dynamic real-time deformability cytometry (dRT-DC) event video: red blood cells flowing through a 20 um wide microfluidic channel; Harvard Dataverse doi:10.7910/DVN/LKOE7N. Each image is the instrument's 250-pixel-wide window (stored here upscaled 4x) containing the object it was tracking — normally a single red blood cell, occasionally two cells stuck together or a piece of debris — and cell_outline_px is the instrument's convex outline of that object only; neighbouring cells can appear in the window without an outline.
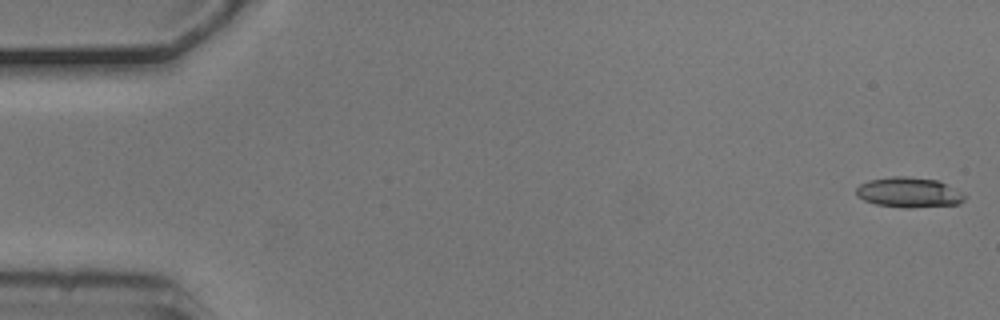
{"species": "common noctule bat (a hibernating species)", "species_latin": "Nyctalus noctula", "temperature_condition": "cold", "stored_images_in_passage": 5, "segment_of_instrument_passage": [1, 2], "camera_frame_rate_fps": 3000, "um_per_image_px": 0.085, "animal": {"sex": "male", "body_mass_g": 20.5, "forearm_length_mm": 52.5}, "frame": {"image": 1, "passage_image": 1, "time_ms": 0.0, "image_size_px": [1000, 320], "cell_outline_px": [[968, 196], [960, 204], [912, 208], [904, 208], [876, 204], [864, 200], [856, 196], [856, 188], [860, 184], [868, 180], [892, 176], [908, 176], [936, 180], [964, 192]], "centroid_in_image_um": [77.28, 16.36], "position_along_channel_um": 7.7, "area_um2": 19.31}}
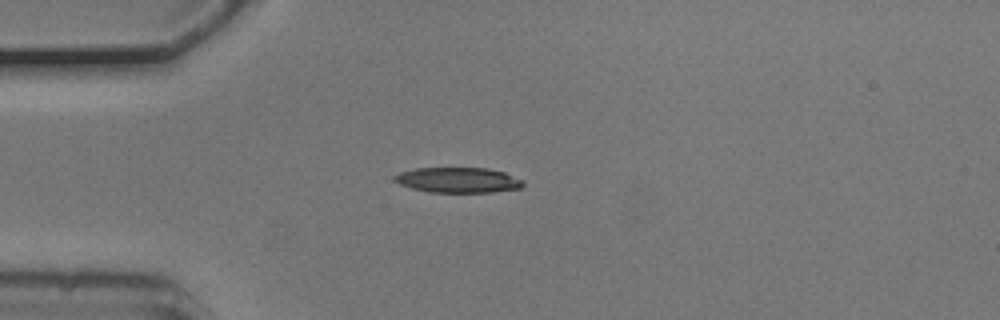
{"frame": {"image": 2, "passage_image": 4, "time_ms": 1.0, "image_size_px": [1000, 320], "cell_outline_px": [[524, 184], [520, 188], [492, 192], [428, 192], [412, 188], [400, 184], [392, 180], [392, 176], [400, 172], [416, 168], [488, 168], [504, 172], [524, 180]], "centroid_in_image_um": [38.92, 15.3], "position_along_channel_um": 46.1, "area_um2": 19.02}}